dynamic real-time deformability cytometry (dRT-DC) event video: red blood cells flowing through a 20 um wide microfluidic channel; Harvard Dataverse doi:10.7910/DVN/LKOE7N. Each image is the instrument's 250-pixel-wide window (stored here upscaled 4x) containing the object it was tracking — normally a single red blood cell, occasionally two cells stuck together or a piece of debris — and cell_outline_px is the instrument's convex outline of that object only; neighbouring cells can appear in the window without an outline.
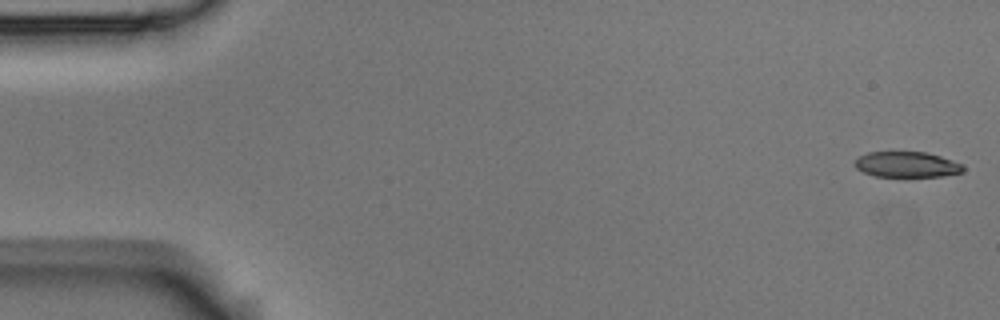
{"species": "Egyptian fruit bat (a non-hibernating species)", "species_latin": "Rousettus aegyptiacus", "temperature_condition": "room temperature", "stored_images_in_passage": 6, "camera_frame_rate_fps": 3000, "um_per_image_px": 0.085, "animal": {"sex": "male"}, "frame": {"image": 1, "passage_image": 1, "time_ms": 0.0, "image_size_px": [1000, 320], "cell_outline_px": [[964, 172], [944, 176], [876, 176], [864, 172], [856, 168], [856, 160], [860, 156], [868, 152], [924, 152], [940, 156], [960, 164], [964, 168]], "centroid_in_image_um": [77.09, 13.98], "position_along_channel_um": 7.9, "area_um2": 15.84}}
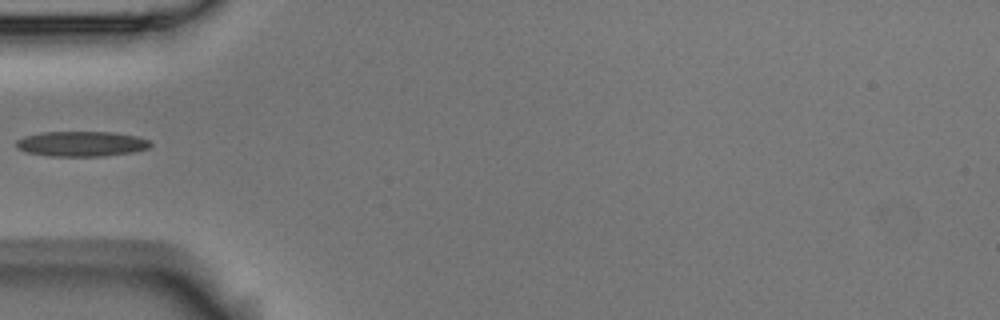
{"frame": {"image": 2, "passage_image": 5, "time_ms": 1.333, "image_size_px": [1000, 320], "cell_outline_px": [[152, 144], [148, 148], [132, 152], [104, 156], [48, 156], [28, 152], [16, 148], [16, 140], [24, 136], [40, 132], [112, 132], [136, 136], [148, 140]], "centroid_in_image_um": [6.89, 12.22], "position_along_channel_um": 78.1, "area_um2": 19.65}}
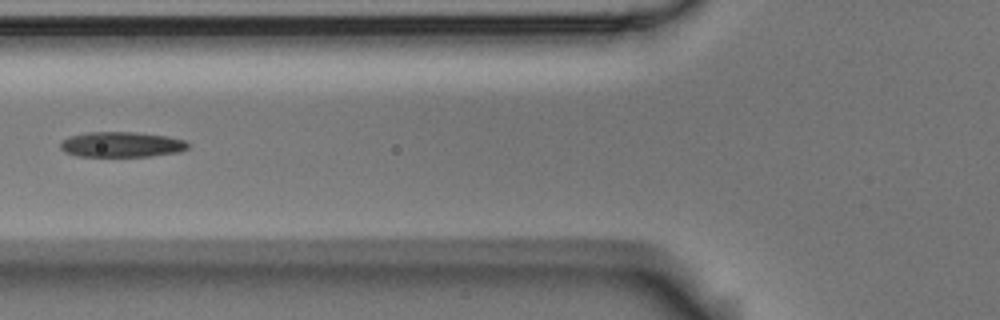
{"frame": {"image": 3, "passage_image": 6, "time_ms": 1.667, "image_size_px": [1000, 320], "cell_outline_px": [[188, 148], [180, 152], [148, 156], [76, 156], [64, 152], [60, 148], [60, 140], [68, 136], [88, 132], [136, 132], [168, 136], [184, 140], [188, 144]], "centroid_in_image_um": [10.29, 12.28], "position_along_channel_um": 115.5, "area_um2": 18.96}}